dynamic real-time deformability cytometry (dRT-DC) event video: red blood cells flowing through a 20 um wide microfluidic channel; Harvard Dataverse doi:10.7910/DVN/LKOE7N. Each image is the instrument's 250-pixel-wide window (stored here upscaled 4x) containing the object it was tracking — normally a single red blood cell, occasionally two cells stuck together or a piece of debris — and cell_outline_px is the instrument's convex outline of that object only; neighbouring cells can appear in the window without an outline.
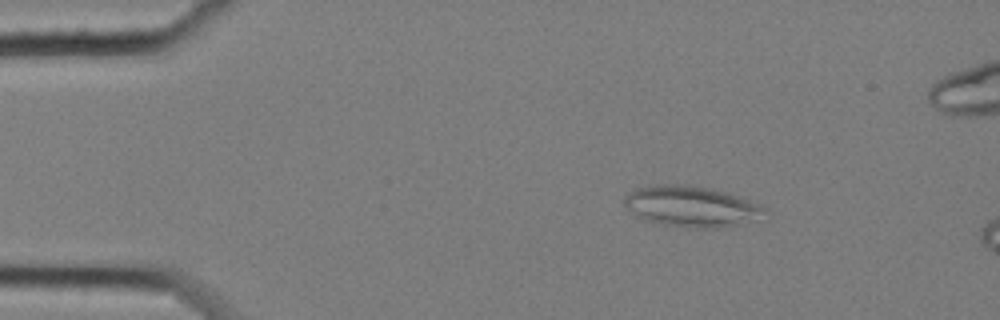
{"species": "common noctule bat (a hibernating species)", "species_latin": "Nyctalus noctula", "temperature_condition": "cold", "stored_images_in_passage": 49, "camera_frame_rate_fps": 3000, "um_per_image_px": 0.085, "animal": {"sex": "female", "body_mass_g": 25.1}, "frame": {"image": 1, "passage_image": 1, "time_ms": 0.0, "image_size_px": [1000, 320], "cell_outline_px": [[768, 220], [720, 228], [684, 228], [660, 224], [644, 220], [636, 216], [624, 204], [624, 196], [636, 188], [652, 184], [688, 184], [728, 192], [760, 204], [768, 208]], "centroid_in_image_um": [58.88, 17.57], "position_along_channel_um": 26.1, "area_um2": 34.62}}
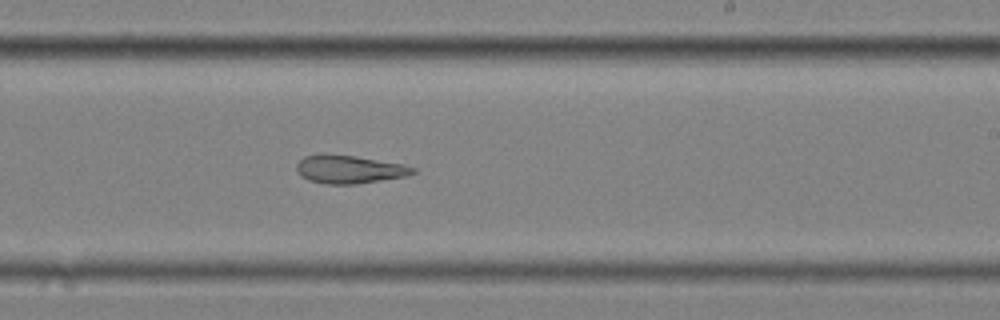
{"frame": {"image": 2, "passage_image": 27, "time_ms": 8.667, "image_size_px": [1000, 320], "cell_outline_px": [[416, 172], [408, 176], [356, 184], [324, 184], [308, 180], [300, 176], [296, 168], [296, 164], [304, 156], [320, 152], [324, 152], [356, 156], [404, 164], [416, 168]], "centroid_in_image_um": [29.66, 14.37], "position_along_channel_um": 259.3, "area_um2": 19.59}}
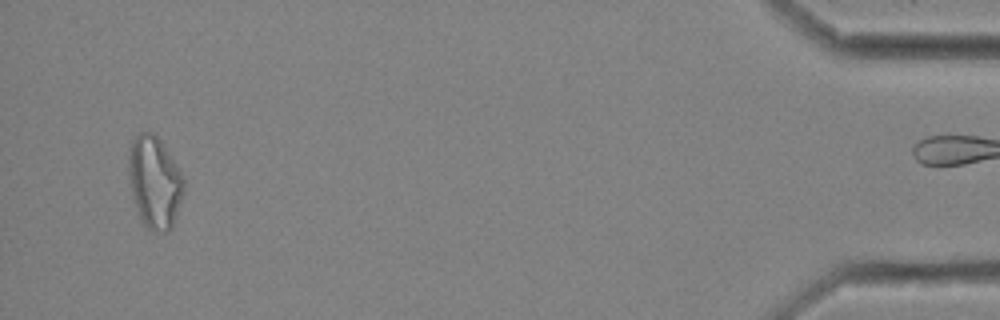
{"frame": {"image": 3, "passage_image": 48, "time_ms": 15.667, "image_size_px": [1000, 320], "cell_outline_px": [[184, 192], [172, 228], [168, 232], [152, 232], [144, 228], [140, 220], [132, 196], [128, 176], [128, 148], [132, 140], [140, 132], [152, 132], [160, 140], [184, 176]], "centroid_in_image_um": [13.12, 15.52], "position_along_channel_um": 422.1, "area_um2": 30.11}, "authors_computed_cell_mechanics": {"area_um2": 22.0218, "velocity_mm_per_s": 3.4522, "shape_relaxation_time_tau1_ms": null, "shape_relaxation_time_tau2_ms": 6.6484, "deformation_change_tau1": null, "deformation_change_tau2": 0.1766}}